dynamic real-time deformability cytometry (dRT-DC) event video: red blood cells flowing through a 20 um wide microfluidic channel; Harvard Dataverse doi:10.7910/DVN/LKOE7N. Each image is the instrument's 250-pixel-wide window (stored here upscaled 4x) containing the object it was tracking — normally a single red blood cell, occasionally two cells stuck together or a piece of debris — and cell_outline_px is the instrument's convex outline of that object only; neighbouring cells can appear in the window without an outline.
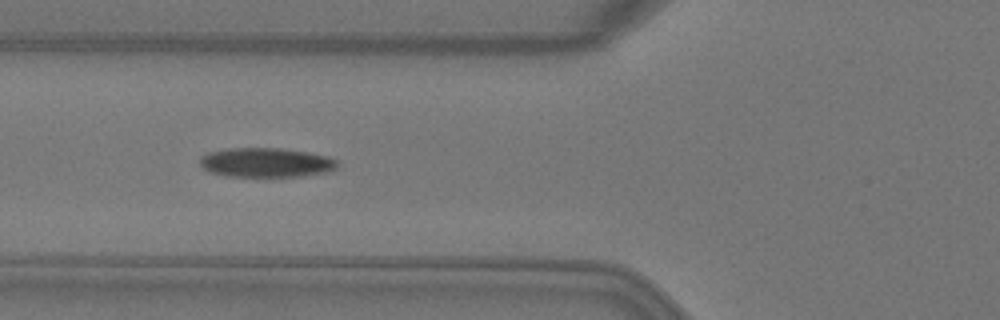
{"species": "Egyptian fruit bat (a non-hibernating species)", "species_latin": "Rousettus aegyptiacus", "temperature_condition": "warm", "stored_images_in_passage": 47, "camera_frame_rate_fps": 3000, "um_per_image_px": 0.085, "animal": {"sex": "female"}, "frame": {"image": 1, "passage_image": 19, "time_ms": 6.0, "image_size_px": [1000, 320], "cell_outline_px": [[336, 168], [328, 172], [304, 176], [224, 176], [212, 172], [204, 168], [200, 164], [200, 156], [208, 152], [228, 148], [280, 148], [308, 152], [328, 156], [336, 160]], "centroid_in_image_um": [22.61, 13.81], "position_along_channel_um": 103.2, "area_um2": 23.52}}
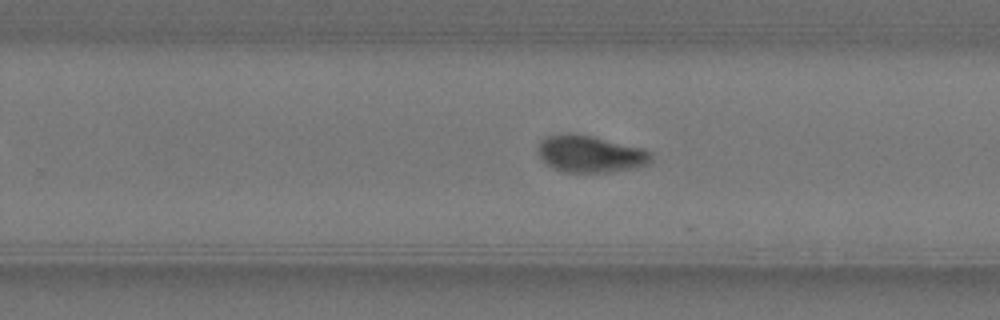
{"frame": {"image": 2, "passage_image": 32, "time_ms": 10.333, "image_size_px": [1000, 320], "cell_outline_px": [[652, 160], [648, 164], [636, 168], [608, 172], [564, 172], [552, 168], [540, 156], [540, 140], [548, 136], [568, 132], [592, 136], [644, 148], [652, 152]], "centroid_in_image_um": [50.23, 13.08], "position_along_channel_um": 279.6, "area_um2": 24.33}}
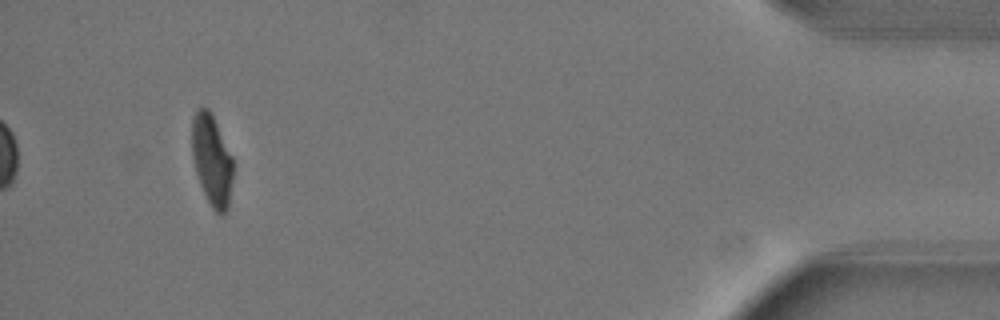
{"frame": {"image": 3, "passage_image": 47, "time_ms": 15.333, "image_size_px": [1000, 320], "cell_outline_px": [[232, 180], [228, 208], [224, 212], [216, 212], [212, 208], [200, 184], [196, 172], [192, 156], [192, 116], [200, 108], [208, 108], [232, 156]], "centroid_in_image_um": [17.99, 13.61], "position_along_channel_um": 417.2, "area_um2": 21.27}, "authors_computed_cell_mechanics": {"area_um2": 23.3512, "velocity_mm_per_s": 4.077, "shape_relaxation_time_tau1_ms": 3.6021, "shape_relaxation_time_tau2_ms": 2.3598, "deformation_change_tau1": 0.1904, "deformation_change_tau2": 0.0628}}